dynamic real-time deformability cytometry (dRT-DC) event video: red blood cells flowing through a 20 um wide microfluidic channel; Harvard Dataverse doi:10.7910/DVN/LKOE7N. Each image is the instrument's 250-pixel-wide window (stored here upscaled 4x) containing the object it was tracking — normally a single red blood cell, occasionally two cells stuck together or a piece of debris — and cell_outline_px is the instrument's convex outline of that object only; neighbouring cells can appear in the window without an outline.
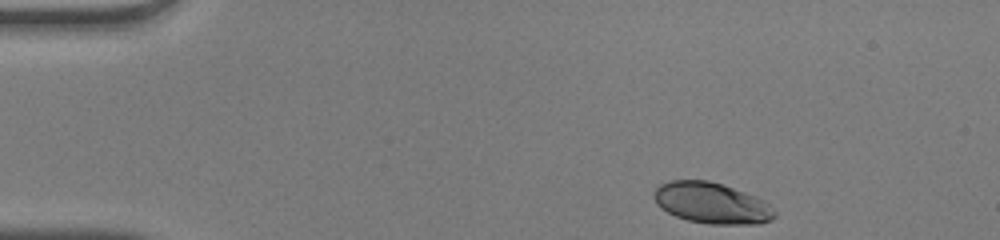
{"species": "human", "species_latin": "Homo sapiens", "temperature_condition": "warm", "stored_images_in_passage": 38, "camera_frame_rate_fps": 3000, "um_per_image_px": 0.085, "donor": {"sex": "male"}, "frame": {"image": 1, "passage_image": 1, "time_ms": 0.0, "image_size_px": [1000, 240], "cell_outline_px": [[776, 216], [772, 220], [760, 224], [708, 224], [688, 220], [676, 216], [660, 208], [656, 204], [652, 196], [652, 192], [660, 184], [668, 180], [708, 180], [756, 196], [764, 200], [776, 212]], "centroid_in_image_um": [60.47, 17.26], "position_along_channel_um": 24.5, "area_um2": 29.02}}
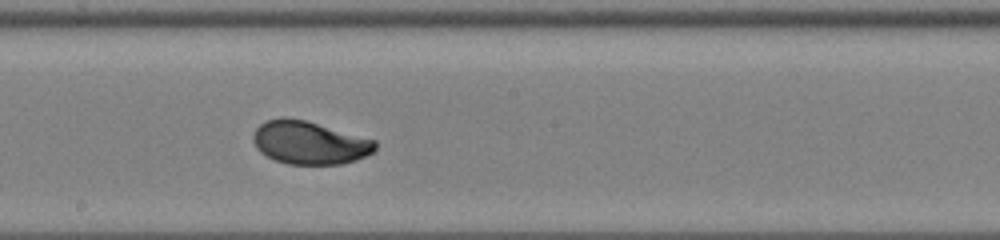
{"frame": {"image": 2, "passage_image": 22, "time_ms": 7.0, "image_size_px": [1000, 240], "cell_outline_px": [[376, 148], [372, 152], [356, 160], [344, 164], [288, 164], [276, 160], [260, 152], [256, 148], [252, 140], [252, 136], [256, 128], [264, 120], [280, 116], [284, 116], [304, 120], [376, 140]], "centroid_in_image_um": [26.26, 12.11], "position_along_channel_um": 221.9, "area_um2": 30.69}}
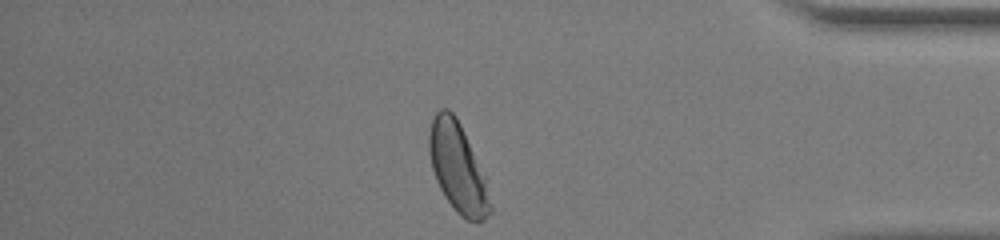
{"frame": {"image": 3, "passage_image": 37, "time_ms": 12.0, "image_size_px": [1000, 240], "cell_outline_px": [[492, 212], [484, 220], [468, 220], [460, 216], [456, 212], [444, 196], [436, 180], [432, 168], [428, 152], [428, 136], [432, 120], [436, 112], [440, 108], [448, 108], [456, 116], [460, 124], [484, 180], [492, 204]], "centroid_in_image_um": [38.86, 14.27], "position_along_channel_um": 396.3, "area_um2": 31.04}, "authors_computed_cell_mechanics": {"area_um2": 30.4895, "velocity_mm_per_s": 4.0648, "shape_relaxation_time_tau1_ms": 2.6285, "shape_relaxation_time_tau2_ms": null, "deformation_change_tau1": 0.1313, "deformation_change_tau2": null}}